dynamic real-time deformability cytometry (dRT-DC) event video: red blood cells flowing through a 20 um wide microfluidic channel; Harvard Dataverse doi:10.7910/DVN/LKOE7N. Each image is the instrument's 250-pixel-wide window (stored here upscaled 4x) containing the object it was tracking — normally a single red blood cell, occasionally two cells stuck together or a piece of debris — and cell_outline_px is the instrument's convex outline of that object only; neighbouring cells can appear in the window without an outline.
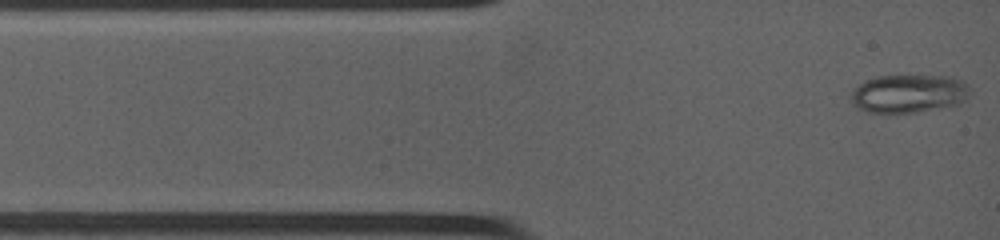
{"species": "common noctule bat (a hibernating species)", "species_latin": "Nyctalus noctula", "temperature_condition": "warm", "stored_images_in_passage": 46, "camera_frame_rate_fps": 4500, "um_per_image_px": 0.085, "animal": {"sex": "female", "body_mass_g": 19.0, "forearm_length_mm": 53.3}, "frame": {"image": 1, "passage_image": 1, "time_ms": 0.0, "image_size_px": [1000, 240], "cell_outline_px": [[968, 96], [964, 100], [956, 104], [912, 112], [888, 116], [868, 112], [860, 108], [852, 100], [852, 92], [860, 84], [868, 80], [880, 76], [944, 76], [956, 80], [964, 84], [968, 88]], "centroid_in_image_um": [77.17, 7.99], "position_along_channel_um": 7.8, "area_um2": 25.95}}
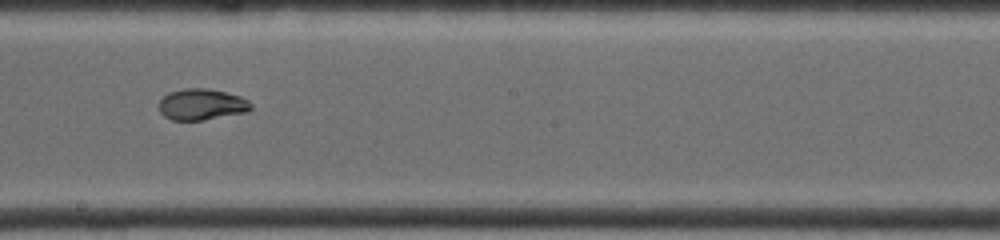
{"frame": {"image": 2, "passage_image": 21, "time_ms": 6.667, "image_size_px": [1000, 240], "cell_outline_px": [[252, 108], [244, 112], [200, 120], [172, 120], [164, 116], [160, 112], [156, 104], [168, 92], [184, 88], [208, 88], [240, 96], [248, 100], [252, 104]], "centroid_in_image_um": [17.08, 8.86], "position_along_channel_um": 231.1, "area_um2": 16.7}}
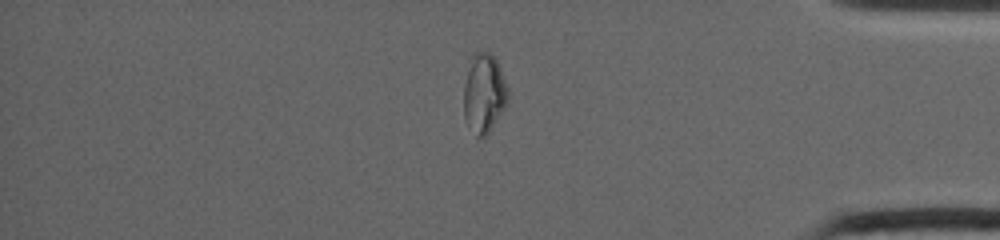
{"frame": {"image": 3, "passage_image": 36, "time_ms": 11.556, "image_size_px": [1000, 240], "cell_outline_px": [[508, 104], [488, 132], [484, 136], [476, 136], [464, 116], [464, 84], [472, 52], [488, 52], [496, 60], [500, 68], [508, 88]], "centroid_in_image_um": [41.15, 7.9], "position_along_channel_um": 394.1, "area_um2": 20.17}}